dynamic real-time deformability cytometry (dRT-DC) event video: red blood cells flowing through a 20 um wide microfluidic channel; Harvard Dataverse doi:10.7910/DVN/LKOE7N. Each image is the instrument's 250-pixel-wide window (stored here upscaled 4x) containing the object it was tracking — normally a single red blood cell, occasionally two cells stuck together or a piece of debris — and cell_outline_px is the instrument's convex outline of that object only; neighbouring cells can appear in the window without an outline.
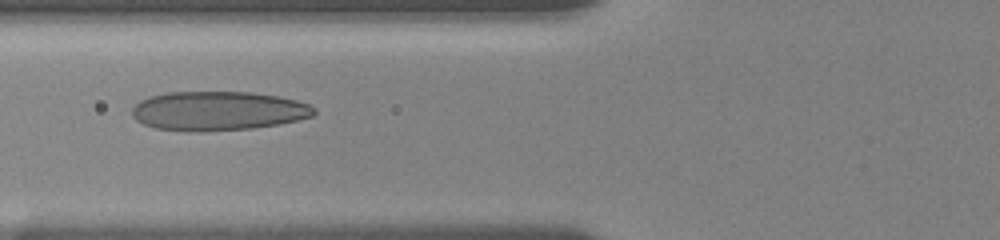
{"species": "human", "species_latin": "Homo sapiens", "temperature_condition": "room temperature", "stored_images_in_passage": 35, "camera_frame_rate_fps": 3000, "um_per_image_px": 0.085, "donor": {"sex": "female"}, "frame": {"image": 1, "passage_image": 34, "time_ms": 7.0, "image_size_px": [1000, 240], "cell_outline_px": [[316, 112], [312, 116], [280, 124], [252, 128], [200, 132], [188, 132], [156, 128], [144, 124], [136, 120], [132, 116], [132, 108], [140, 100], [152, 96], [168, 92], [252, 92], [276, 96], [296, 100], [308, 104], [316, 108]], "centroid_in_image_um": [18.52, 9.43], "position_along_channel_um": 107.3, "area_um2": 41.62}}